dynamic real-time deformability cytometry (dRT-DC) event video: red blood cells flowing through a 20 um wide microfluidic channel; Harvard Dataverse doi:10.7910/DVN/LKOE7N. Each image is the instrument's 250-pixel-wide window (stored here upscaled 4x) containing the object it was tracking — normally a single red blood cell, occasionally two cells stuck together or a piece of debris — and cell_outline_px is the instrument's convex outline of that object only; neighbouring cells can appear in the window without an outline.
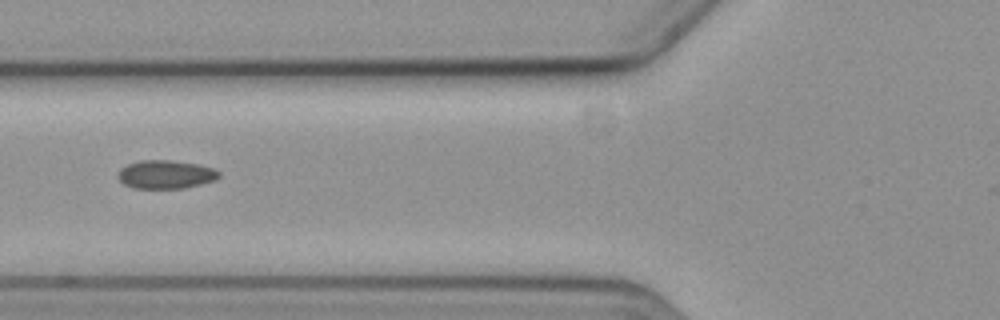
{"species": "common noctule bat (a hibernating species)", "species_latin": "Nyctalus noctula", "temperature_condition": "cold", "stored_images_in_passage": 4, "camera_frame_rate_fps": 3000, "um_per_image_px": 0.085, "animal": {"sex": "female", "body_mass_g": 19.3, "forearm_length_mm": 54.1}, "frame": {"image": 1, "passage_image": 3, "time_ms": 2.333, "image_size_px": [1000, 320], "cell_outline_px": [[220, 176], [216, 180], [184, 188], [136, 188], [124, 184], [116, 176], [120, 168], [128, 164], [140, 160], [172, 160], [196, 164], [212, 168], [220, 172]], "centroid_in_image_um": [14.07, 14.82], "position_along_channel_um": 111.7, "area_um2": 16.7}}
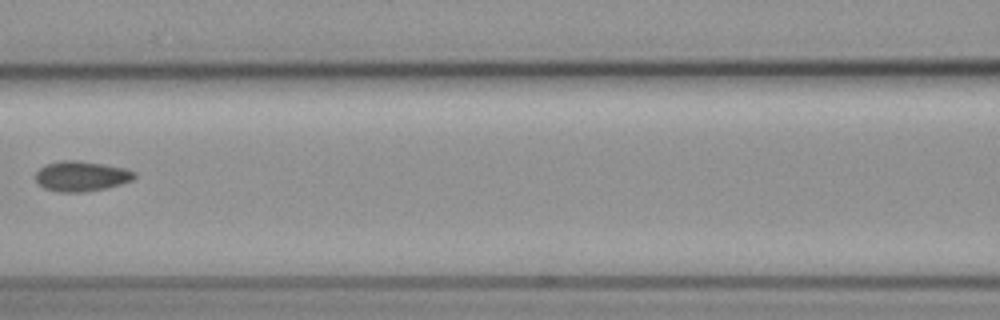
{"frame": {"image": 2, "passage_image": 4, "time_ms": 3.667, "image_size_px": [1000, 320], "cell_outline_px": [[136, 176], [132, 180], [120, 184], [104, 188], [84, 192], [56, 192], [44, 188], [36, 180], [36, 172], [44, 164], [60, 160], [76, 160], [104, 164], [124, 168], [136, 172]], "centroid_in_image_um": [6.89, 14.97], "position_along_channel_um": 159.7, "area_um2": 17.4}}